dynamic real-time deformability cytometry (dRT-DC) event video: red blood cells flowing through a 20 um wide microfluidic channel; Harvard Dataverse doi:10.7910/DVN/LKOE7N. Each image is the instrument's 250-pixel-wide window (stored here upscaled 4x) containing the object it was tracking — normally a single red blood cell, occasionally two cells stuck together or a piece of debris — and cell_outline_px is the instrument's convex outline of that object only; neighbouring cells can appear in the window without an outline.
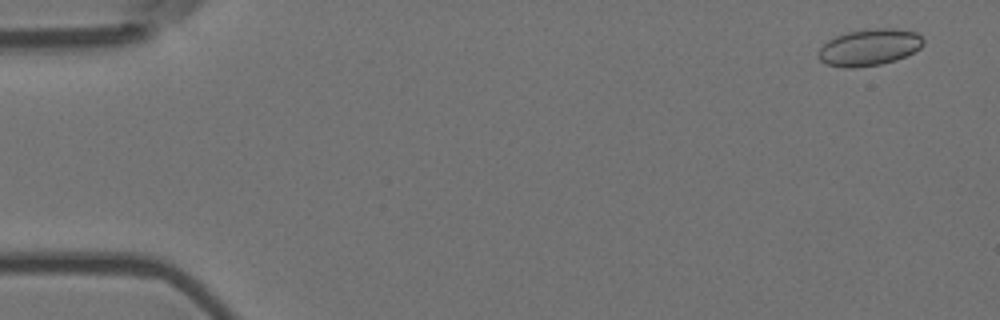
{"species": "Egyptian fruit bat (a non-hibernating species)", "species_latin": "Rousettus aegyptiacus", "temperature_condition": "room temperature", "stored_images_in_passage": 6, "camera_frame_rate_fps": 3000, "um_per_image_px": 0.085, "animal": {"sex": "female"}, "frame": {"image": 1, "passage_image": 1, "time_ms": 0.0, "image_size_px": [1000, 320], "cell_outline_px": [[924, 44], [920, 48], [896, 60], [880, 64], [852, 68], [844, 68], [824, 64], [816, 56], [816, 52], [828, 40], [836, 36], [848, 32], [876, 28], [896, 28], [916, 32], [924, 40]], "centroid_in_image_um": [73.86, 4.03], "position_along_channel_um": 11.1, "area_um2": 22.48}}